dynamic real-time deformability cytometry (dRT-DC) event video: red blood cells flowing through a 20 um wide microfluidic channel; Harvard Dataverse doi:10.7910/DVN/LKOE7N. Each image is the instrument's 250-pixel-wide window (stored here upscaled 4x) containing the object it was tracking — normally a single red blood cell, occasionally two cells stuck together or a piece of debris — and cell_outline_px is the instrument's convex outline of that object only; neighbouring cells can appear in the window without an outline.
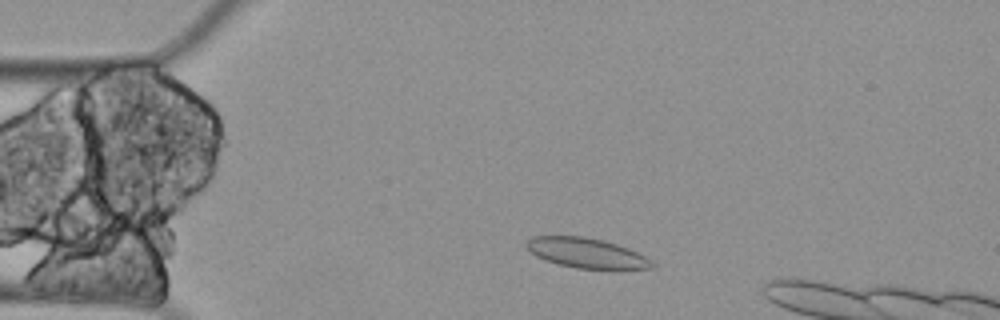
{"species": "Egyptian fruit bat (a non-hibernating species)", "species_latin": "Rousettus aegyptiacus", "temperature_condition": "cold", "stored_images_in_passage": 4, "camera_frame_rate_fps": 3000, "um_per_image_px": 0.085, "animal": {"sex": "female"}, "frame": {"image": 1, "passage_image": 3, "time_ms": 0.667, "image_size_px": [1000, 320], "cell_outline_px": [[656, 264], [652, 268], [616, 272], [612, 272], [576, 268], [560, 264], [536, 256], [524, 244], [532, 236], [584, 236], [604, 240], [628, 248], [652, 260]], "centroid_in_image_um": [49.97, 21.55], "position_along_channel_um": 35.0, "area_um2": 22.66}}